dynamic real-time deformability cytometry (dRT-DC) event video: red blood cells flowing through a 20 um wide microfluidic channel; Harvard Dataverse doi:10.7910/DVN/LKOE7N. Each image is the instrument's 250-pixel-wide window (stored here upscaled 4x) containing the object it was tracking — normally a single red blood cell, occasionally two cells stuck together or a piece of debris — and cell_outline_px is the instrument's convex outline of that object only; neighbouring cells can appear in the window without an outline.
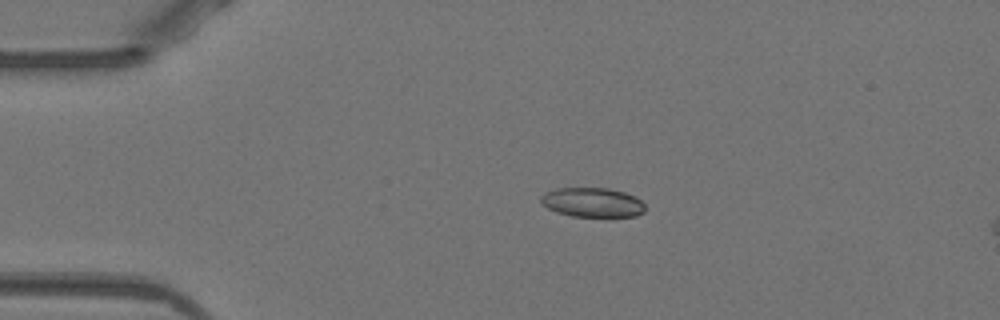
{"species": "Egyptian fruit bat (a non-hibernating species)", "species_latin": "Rousettus aegyptiacus", "temperature_condition": "warm", "stored_images_in_passage": 6, "camera_frame_rate_fps": 3000, "um_per_image_px": 0.085, "animal": {"sex": "female"}, "frame": {"image": 1, "passage_image": 1, "time_ms": 0.0, "image_size_px": [1000, 320], "cell_outline_px": [[644, 212], [636, 216], [572, 216], [556, 212], [548, 208], [540, 200], [540, 196], [544, 192], [556, 188], [608, 188], [624, 192], [636, 196], [644, 204]], "centroid_in_image_um": [50.35, 17.19], "position_along_channel_um": 34.7, "area_um2": 17.86}}